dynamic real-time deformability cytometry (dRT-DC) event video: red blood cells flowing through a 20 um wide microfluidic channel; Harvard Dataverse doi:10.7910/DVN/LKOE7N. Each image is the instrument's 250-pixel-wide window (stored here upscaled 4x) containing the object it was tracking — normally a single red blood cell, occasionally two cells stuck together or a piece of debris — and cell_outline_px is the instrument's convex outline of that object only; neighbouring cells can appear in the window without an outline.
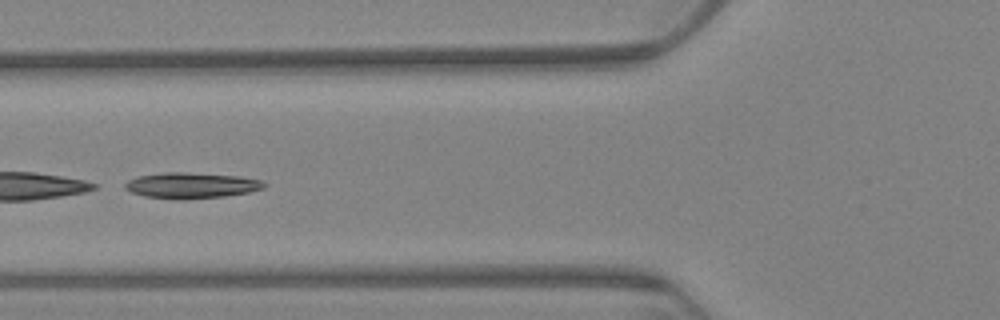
{"species": "Egyptian fruit bat (a non-hibernating species)", "species_latin": "Rousettus aegyptiacus", "temperature_condition": "warm", "stored_images_in_passage": 61, "segment_of_instrument_passage": [2, 2], "camera_frame_rate_fps": 3000, "um_per_image_px": 0.085, "animal": {"sex": "female"}, "frame": {"image": 1, "passage_image": 24, "time_ms": 7.667, "image_size_px": [1000, 320], "cell_outline_px": [[268, 184], [264, 188], [248, 192], [224, 196], [184, 200], [180, 200], [144, 196], [132, 192], [124, 188], [124, 184], [128, 180], [136, 176], [164, 172], [184, 172], [240, 176], [260, 180]], "centroid_in_image_um": [16.24, 15.76], "position_along_channel_um": 109.6, "area_um2": 21.04}}
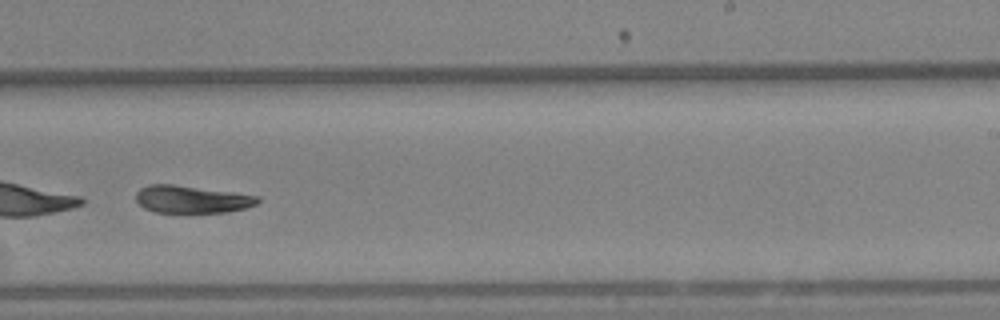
{"frame": {"image": 2, "passage_image": 39, "time_ms": 12.667, "image_size_px": [1000, 320], "cell_outline_px": [[260, 200], [256, 204], [244, 208], [228, 212], [156, 212], [144, 208], [136, 200], [136, 192], [140, 188], [148, 184], [172, 184], [232, 192], [260, 196]], "centroid_in_image_um": [16.28, 16.93], "position_along_channel_um": 272.7, "area_um2": 19.36}}